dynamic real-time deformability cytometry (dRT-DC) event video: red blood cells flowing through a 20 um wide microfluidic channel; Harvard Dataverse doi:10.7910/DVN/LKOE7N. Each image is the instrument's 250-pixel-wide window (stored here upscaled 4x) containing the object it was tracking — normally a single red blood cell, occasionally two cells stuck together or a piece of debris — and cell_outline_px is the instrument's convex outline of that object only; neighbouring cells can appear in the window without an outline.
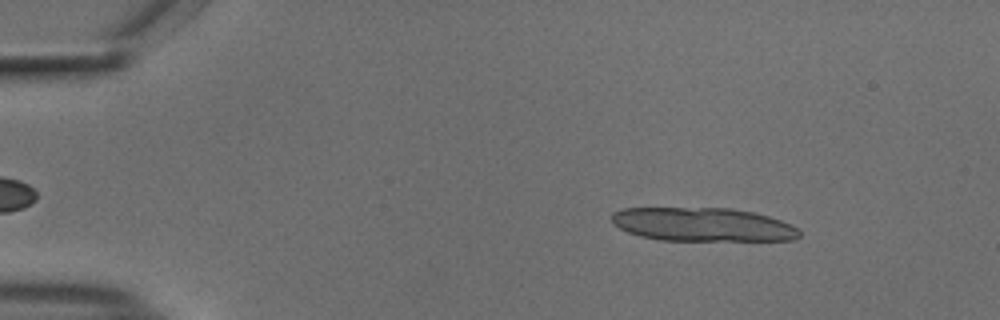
{"species": "common noctule bat (a hibernating species)", "species_latin": "Nyctalus noctula", "temperature_condition": "cold", "stored_images_in_passage": 15, "camera_frame_rate_fps": 3000, "um_per_image_px": 0.085, "animal": {"sex": "male", "body_mass_g": 18.8}, "frame": {"image": 1, "passage_image": 7, "time_ms": 2.0, "image_size_px": [1000, 320], "cell_outline_px": [[800, 236], [792, 240], [660, 240], [640, 236], [628, 232], [612, 224], [612, 212], [624, 208], [728, 208], [752, 212], [768, 216], [792, 224], [800, 228]], "centroid_in_image_um": [59.73, 19.08], "position_along_channel_um": 25.3, "area_um2": 36.82}}